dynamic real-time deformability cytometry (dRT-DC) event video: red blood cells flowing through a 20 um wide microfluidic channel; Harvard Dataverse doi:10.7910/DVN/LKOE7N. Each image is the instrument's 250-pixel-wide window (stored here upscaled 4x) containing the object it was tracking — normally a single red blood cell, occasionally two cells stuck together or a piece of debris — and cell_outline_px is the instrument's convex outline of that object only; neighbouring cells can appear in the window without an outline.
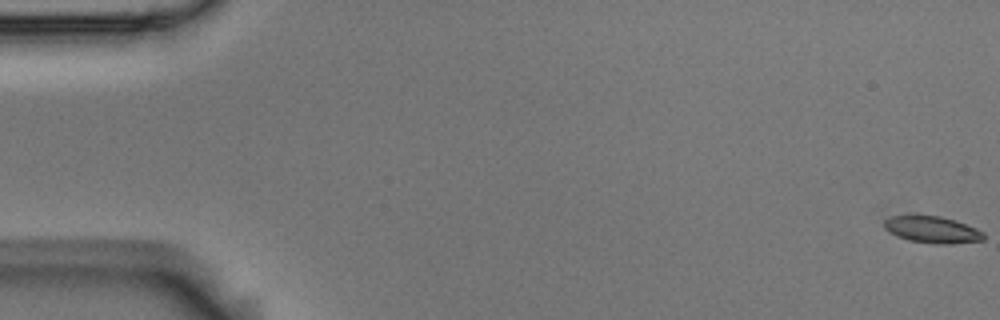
{"species": "Egyptian fruit bat (a non-hibernating species)", "species_latin": "Rousettus aegyptiacus", "temperature_condition": "room temperature", "stored_images_in_passage": 7, "camera_frame_rate_fps": 3000, "um_per_image_px": 0.085, "animal": {"sex": "male"}, "frame": {"image": 1, "passage_image": 1, "time_ms": 0.0, "image_size_px": [1000, 320], "cell_outline_px": [[984, 240], [952, 244], [944, 244], [908, 240], [896, 236], [884, 228], [884, 220], [888, 216], [940, 216], [956, 220], [976, 228], [984, 232]], "centroid_in_image_um": [79.25, 19.52], "position_along_channel_um": 5.7, "area_um2": 15.43}}
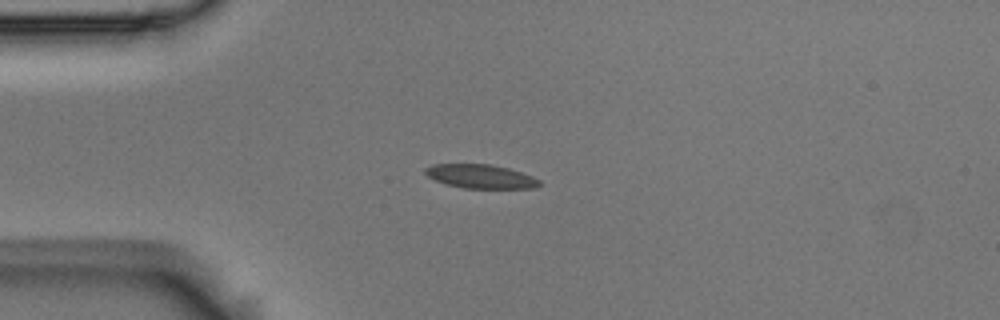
{"frame": {"image": 2, "passage_image": 5, "time_ms": 1.333, "image_size_px": [1000, 320], "cell_outline_px": [[540, 184], [536, 188], [464, 188], [444, 184], [428, 176], [424, 172], [424, 168], [432, 164], [488, 164], [508, 168], [532, 176], [540, 180]], "centroid_in_image_um": [40.83, 14.99], "position_along_channel_um": 44.2, "area_um2": 15.84}}
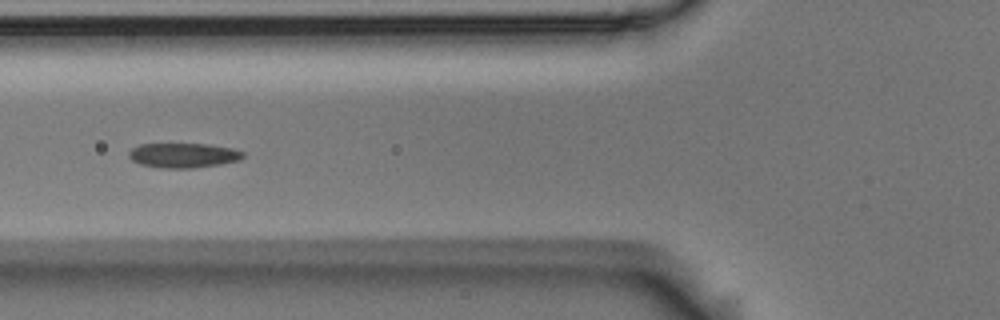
{"frame": {"image": 3, "passage_image": 7, "time_ms": 2.0, "image_size_px": [1000, 320], "cell_outline_px": [[244, 156], [240, 160], [220, 164], [192, 168], [164, 168], [140, 164], [132, 160], [128, 156], [128, 152], [132, 148], [140, 144], [208, 144], [232, 148], [244, 152]], "centroid_in_image_um": [15.59, 13.2], "position_along_channel_um": 110.2, "area_um2": 16.42}}